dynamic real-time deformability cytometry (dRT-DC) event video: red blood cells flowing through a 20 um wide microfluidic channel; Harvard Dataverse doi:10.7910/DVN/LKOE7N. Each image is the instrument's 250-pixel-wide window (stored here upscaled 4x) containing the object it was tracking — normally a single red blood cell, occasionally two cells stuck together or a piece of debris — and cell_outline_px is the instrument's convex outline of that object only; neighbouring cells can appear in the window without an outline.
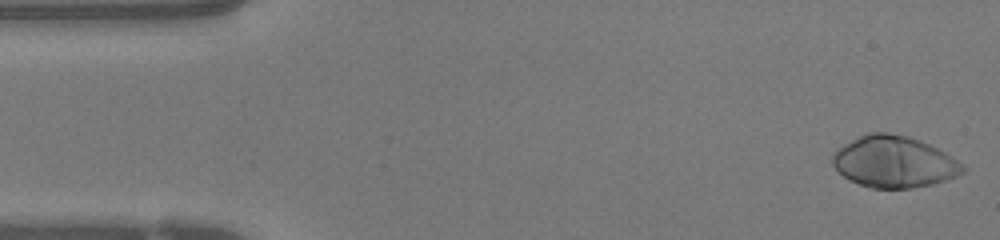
{"species": "human", "species_latin": "Homo sapiens", "temperature_condition": "warm", "stored_images_in_passage": 47, "camera_frame_rate_fps": 3000, "um_per_image_px": 0.085, "donor": {"sex": "female"}, "frame": {"image": 1, "passage_image": 1, "time_ms": 0.0, "image_size_px": [1000, 240], "cell_outline_px": [[968, 168], [964, 172], [956, 176], [932, 184], [912, 188], [872, 188], [860, 184], [844, 176], [832, 164], [832, 156], [836, 148], [868, 132], [888, 132], [908, 136], [928, 144], [944, 152]], "centroid_in_image_um": [75.98, 13.75], "position_along_channel_um": 9.0, "area_um2": 38.78}}
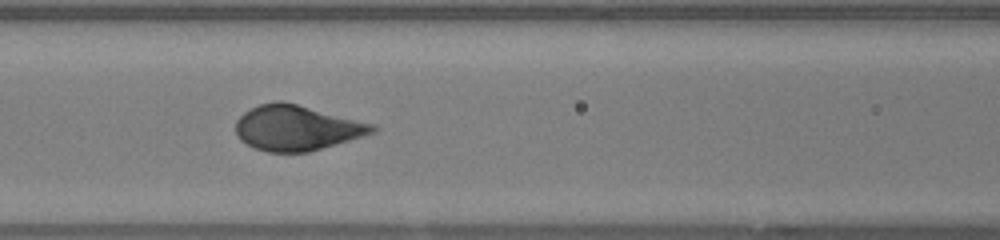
{"frame": {"image": 2, "passage_image": 19, "time_ms": 6.0, "image_size_px": [1000, 240], "cell_outline_px": [[380, 128], [376, 132], [308, 152], [268, 152], [256, 148], [240, 140], [236, 132], [236, 120], [244, 112], [260, 104], [276, 100], [280, 100], [376, 124]], "centroid_in_image_um": [25.24, 10.86], "position_along_channel_um": 141.4, "area_um2": 35.84}}
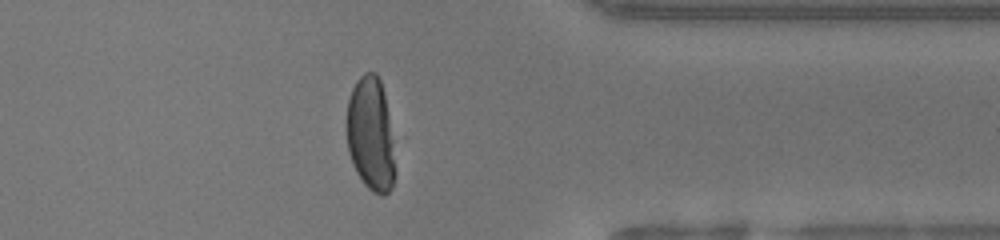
{"frame": {"image": 3, "passage_image": 37, "time_ms": 12.0, "image_size_px": [1000, 240], "cell_outline_px": [[396, 172], [392, 188], [384, 196], [380, 196], [372, 192], [364, 184], [356, 172], [352, 164], [348, 152], [348, 100], [352, 88], [356, 80], [364, 72], [376, 72], [380, 80], [384, 92], [392, 140]], "centroid_in_image_um": [31.52, 11.46], "position_along_channel_um": 379.9, "area_um2": 32.08}, "authors_computed_cell_mechanics": {"area_um2": 37.1654, "velocity_mm_per_s": 4.1893, "shape_relaxation_time_tau1_ms": 2.8683, "shape_relaxation_time_tau2_ms": null, "deformation_change_tau1": 0.222, "deformation_change_tau2": null}}